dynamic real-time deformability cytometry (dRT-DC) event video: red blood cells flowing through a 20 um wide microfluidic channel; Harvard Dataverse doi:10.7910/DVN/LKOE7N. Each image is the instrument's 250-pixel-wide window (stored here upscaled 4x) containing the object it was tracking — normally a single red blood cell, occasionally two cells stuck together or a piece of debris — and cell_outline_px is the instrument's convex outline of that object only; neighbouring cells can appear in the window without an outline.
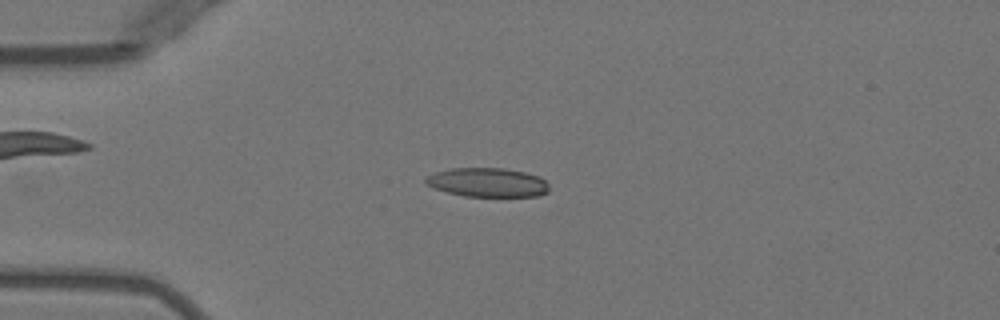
{"species": "Egyptian fruit bat (a non-hibernating species)", "species_latin": "Rousettus aegyptiacus", "temperature_condition": "warm", "stored_images_in_passage": 51, "camera_frame_rate_fps": 3000, "um_per_image_px": 0.085, "animal": {"sex": "female"}, "frame": {"image": 1, "passage_image": 13, "time_ms": 4.0, "image_size_px": [1000, 320], "cell_outline_px": [[548, 192], [540, 196], [464, 196], [448, 192], [436, 188], [428, 184], [424, 180], [428, 176], [436, 172], [448, 168], [504, 168], [524, 172], [540, 176], [548, 184]], "centroid_in_image_um": [41.48, 15.5], "position_along_channel_um": 43.5, "area_um2": 20.75}}
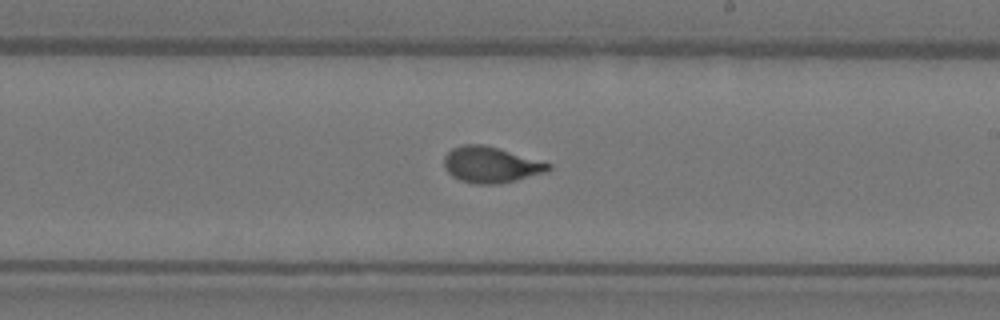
{"frame": {"image": 2, "passage_image": 30, "time_ms": 9.667, "image_size_px": [1000, 320], "cell_outline_px": [[552, 168], [548, 172], [516, 180], [496, 184], [476, 184], [460, 180], [452, 176], [444, 168], [444, 156], [452, 148], [460, 144], [484, 144], [552, 164]], "centroid_in_image_um": [41.71, 14.0], "position_along_channel_um": 247.3, "area_um2": 21.91}}
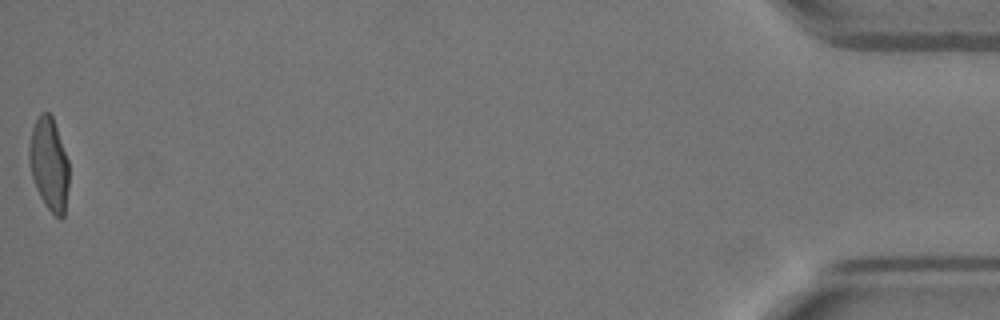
{"frame": {"image": 3, "passage_image": 51, "time_ms": 16.667, "image_size_px": [1000, 320], "cell_outline_px": [[68, 188], [64, 216], [60, 220], [44, 204], [36, 188], [32, 176], [28, 156], [28, 148], [32, 128], [36, 116], [40, 112], [48, 112], [52, 116], [68, 160]], "centroid_in_image_um": [4.16, 13.94], "position_along_channel_um": 431.0, "area_um2": 21.5}, "authors_computed_cell_mechanics": {"area_um2": 21.5016, "velocity_mm_per_s": 3.9916, "shape_relaxation_time_tau1_ms": 4.8313, "shape_relaxation_time_tau2_ms": 0.7125, "deformation_change_tau1": 0.2179, "deformation_change_tau2": 0.0745}}